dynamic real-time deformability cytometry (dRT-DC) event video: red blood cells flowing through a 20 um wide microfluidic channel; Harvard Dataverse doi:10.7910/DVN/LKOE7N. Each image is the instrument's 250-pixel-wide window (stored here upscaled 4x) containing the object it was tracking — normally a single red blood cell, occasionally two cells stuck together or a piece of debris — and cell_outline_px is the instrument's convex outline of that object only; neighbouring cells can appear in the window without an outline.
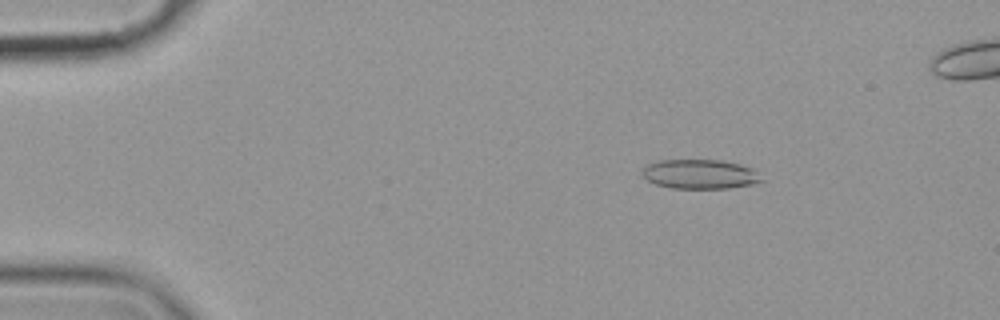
{"species": "common noctule bat (a hibernating species)", "species_latin": "Nyctalus noctula", "temperature_condition": "cold", "stored_images_in_passage": 56, "camera_frame_rate_fps": 3000, "um_per_image_px": 0.085, "animal": {"sex": "female", "body_mass_g": 19.9}, "frame": {"image": 1, "passage_image": 9, "time_ms": 2.667, "image_size_px": [1000, 320], "cell_outline_px": [[764, 180], [756, 184], [728, 188], [672, 188], [656, 184], [648, 180], [640, 172], [644, 164], [660, 160], [720, 160], [740, 164], [752, 168]], "centroid_in_image_um": [59.48, 14.8], "position_along_channel_um": 25.5, "area_um2": 20.58}}
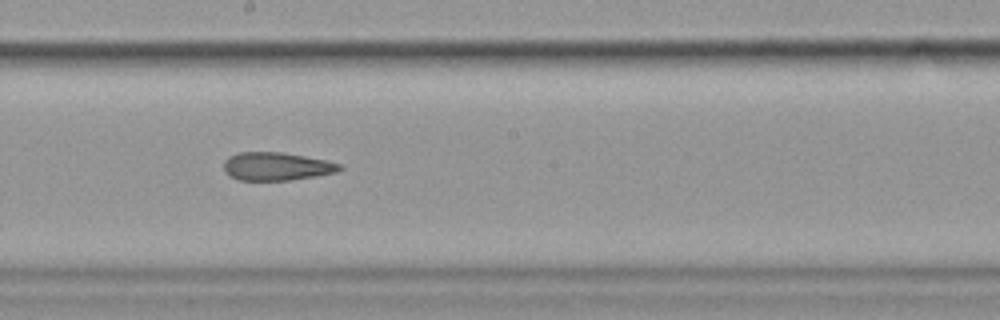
{"frame": {"image": 2, "passage_image": 32, "time_ms": 10.333, "image_size_px": [1000, 320], "cell_outline_px": [[344, 168], [336, 172], [316, 176], [288, 180], [240, 180], [228, 176], [224, 172], [224, 160], [228, 156], [240, 152], [280, 152], [304, 156], [324, 160], [340, 164]], "centroid_in_image_um": [23.46, 14.14], "position_along_channel_um": 224.7, "area_um2": 18.96}}
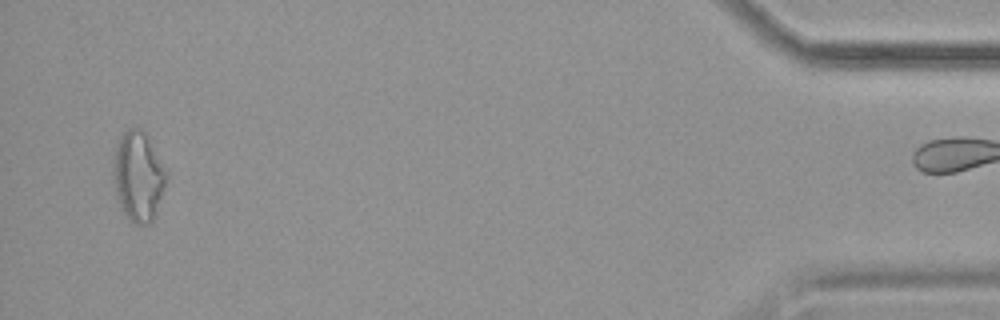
{"frame": {"image": 3, "passage_image": 55, "time_ms": 18.0, "image_size_px": [1000, 320], "cell_outline_px": [[168, 176], [152, 220], [148, 224], [136, 224], [124, 216], [120, 208], [116, 196], [112, 176], [112, 168], [116, 148], [120, 136], [128, 128], [140, 128], [148, 136], [168, 168]], "centroid_in_image_um": [11.75, 14.96], "position_along_channel_um": 423.5, "area_um2": 28.15}, "authors_computed_cell_mechanics": {"area_um2": 20.4612, "velocity_mm_per_s": 3.581, "shape_relaxation_time_tau1_ms": null, "shape_relaxation_time_tau2_ms": 3.9478, "deformation_change_tau1": null, "deformation_change_tau2": 0.1521}}